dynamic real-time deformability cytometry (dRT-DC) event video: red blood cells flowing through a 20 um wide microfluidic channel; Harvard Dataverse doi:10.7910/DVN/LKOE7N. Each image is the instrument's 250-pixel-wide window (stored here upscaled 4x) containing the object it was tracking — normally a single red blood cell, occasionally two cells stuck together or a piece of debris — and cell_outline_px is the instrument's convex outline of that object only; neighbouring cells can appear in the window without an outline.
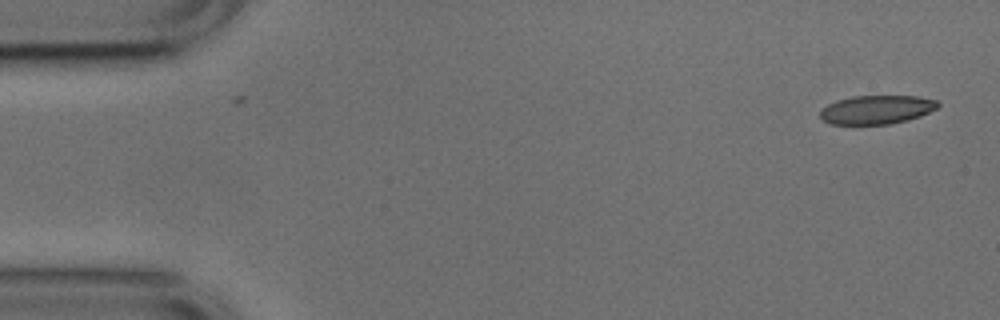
{"species": "common noctule bat (a hibernating species)", "species_latin": "Nyctalus noctula", "temperature_condition": "cold", "stored_images_in_passage": 2, "camera_frame_rate_fps": 3000, "um_per_image_px": 0.085, "animal": {"sex": "male", "body_mass_g": 17.9, "forearm_length_mm": 54.2}, "frame": {"image": 1, "passage_image": 1, "time_ms": 0.0, "image_size_px": [1000, 320], "cell_outline_px": [[940, 104], [936, 108], [920, 116], [908, 120], [888, 124], [828, 124], [820, 116], [820, 112], [828, 104], [836, 100], [852, 96], [916, 96], [936, 100]], "centroid_in_image_um": [74.5, 9.32], "position_along_channel_um": 10.5, "area_um2": 19.59}}